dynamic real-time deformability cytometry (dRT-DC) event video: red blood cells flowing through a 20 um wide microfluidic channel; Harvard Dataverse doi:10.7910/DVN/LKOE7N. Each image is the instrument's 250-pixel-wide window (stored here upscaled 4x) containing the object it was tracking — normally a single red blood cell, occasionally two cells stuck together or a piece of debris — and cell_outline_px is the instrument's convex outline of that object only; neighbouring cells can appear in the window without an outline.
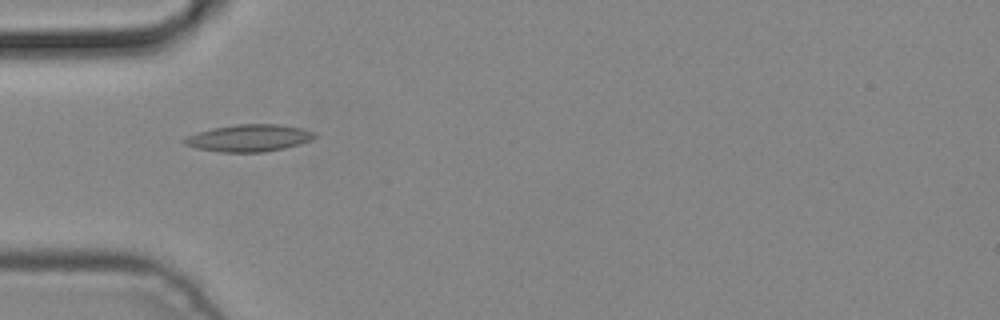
{"species": "common noctule bat (a hibernating species)", "species_latin": "Nyctalus noctula", "temperature_condition": "cold", "stored_images_in_passage": 5, "camera_frame_rate_fps": 3000, "um_per_image_px": 0.085, "animal": {"sex": "male", "body_mass_g": 19.2, "forearm_length_mm": 51.8}, "frame": {"image": 1, "passage_image": 5, "time_ms": 1.333, "image_size_px": [1000, 320], "cell_outline_px": [[316, 136], [300, 144], [284, 148], [264, 152], [220, 152], [196, 148], [184, 144], [180, 140], [188, 136], [212, 128], [236, 124], [280, 124], [300, 128], [316, 132]], "centroid_in_image_um": [21.15, 11.73], "position_along_channel_um": 63.9, "area_um2": 20.46}}